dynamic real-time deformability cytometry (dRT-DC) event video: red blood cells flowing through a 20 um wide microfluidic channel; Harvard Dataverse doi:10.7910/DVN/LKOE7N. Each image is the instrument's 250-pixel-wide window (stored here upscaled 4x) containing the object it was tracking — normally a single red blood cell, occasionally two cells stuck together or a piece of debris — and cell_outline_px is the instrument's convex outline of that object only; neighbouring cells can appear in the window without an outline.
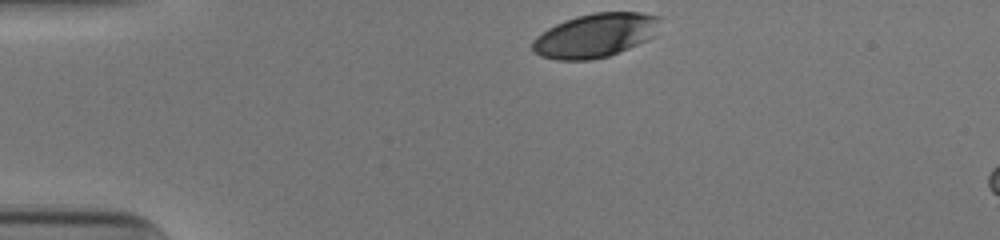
{"species": "human", "species_latin": "Homo sapiens", "temperature_condition": "cold", "stored_images_in_passage": 7, "camera_frame_rate_fps": 3000, "um_per_image_px": 0.085, "donor": {"sex": "male"}, "frame": {"image": 1, "passage_image": 1, "time_ms": 0.0, "image_size_px": [1000, 240], "cell_outline_px": [[664, 16], [648, 40], [608, 56], [592, 60], [556, 60], [540, 56], [532, 52], [532, 40], [536, 36], [548, 28], [564, 20], [576, 16], [596, 12], [640, 12]], "centroid_in_image_um": [50.57, 3.0], "position_along_channel_um": 34.4, "area_um2": 32.77}}